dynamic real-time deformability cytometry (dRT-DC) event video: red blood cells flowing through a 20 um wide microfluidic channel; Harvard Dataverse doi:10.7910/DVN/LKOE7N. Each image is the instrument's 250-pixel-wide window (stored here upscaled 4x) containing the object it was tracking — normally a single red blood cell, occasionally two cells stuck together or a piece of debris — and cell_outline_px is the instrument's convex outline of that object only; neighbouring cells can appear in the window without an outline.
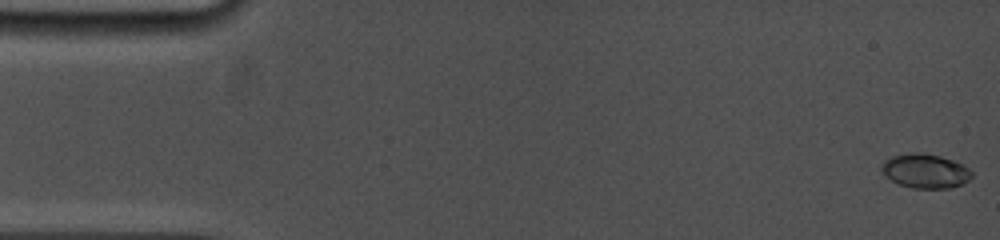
{"species": "common noctule bat (a hibernating species)", "species_latin": "Nyctalus noctula", "temperature_condition": "cold", "stored_images_in_passage": 10, "camera_frame_rate_fps": 5000, "um_per_image_px": 0.085, "animal": {"sex": "female", "body_mass_g": 19.0, "forearm_length_mm": 53.3}, "frame": {"image": 1, "passage_image": 1, "time_ms": 0.0, "image_size_px": [1000, 240], "cell_outline_px": [[972, 176], [964, 184], [952, 188], [912, 188], [900, 184], [884, 176], [880, 168], [880, 164], [884, 160], [892, 156], [908, 152], [924, 152], [940, 156], [964, 164], [972, 172]], "centroid_in_image_um": [78.64, 14.52], "position_along_channel_um": 6.4, "area_um2": 18.32}}
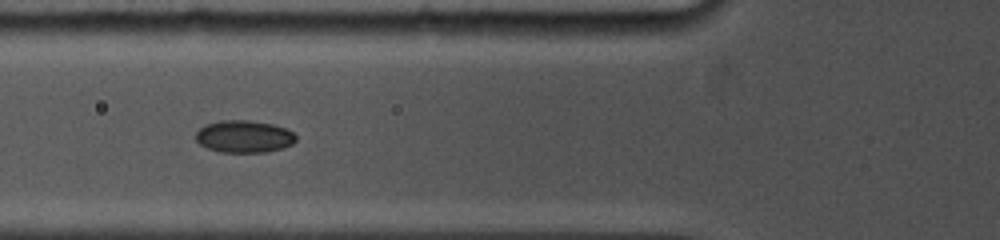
{"frame": {"image": 2, "passage_image": 7, "time_ms": 6.0, "image_size_px": [1000, 240], "cell_outline_px": [[296, 140], [292, 144], [280, 148], [264, 152], [220, 152], [208, 148], [200, 144], [196, 140], [196, 132], [204, 124], [220, 120], [248, 120], [272, 124], [284, 128], [292, 132], [296, 136]], "centroid_in_image_um": [20.71, 11.59], "position_along_channel_um": 105.1, "area_um2": 18.73}}
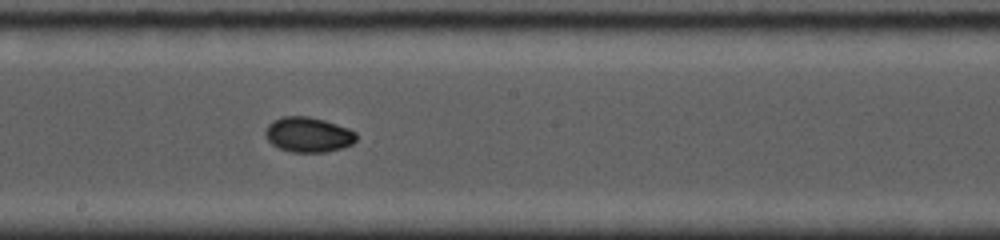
{"frame": {"image": 3, "passage_image": 10, "time_ms": 9.0, "image_size_px": [1000, 240], "cell_outline_px": [[356, 140], [352, 144], [340, 148], [324, 152], [292, 152], [280, 148], [272, 144], [268, 140], [264, 132], [268, 124], [272, 120], [284, 116], [308, 116], [324, 120], [348, 128], [356, 132]], "centroid_in_image_um": [26.19, 11.43], "position_along_channel_um": 222.0, "area_um2": 18.5}}